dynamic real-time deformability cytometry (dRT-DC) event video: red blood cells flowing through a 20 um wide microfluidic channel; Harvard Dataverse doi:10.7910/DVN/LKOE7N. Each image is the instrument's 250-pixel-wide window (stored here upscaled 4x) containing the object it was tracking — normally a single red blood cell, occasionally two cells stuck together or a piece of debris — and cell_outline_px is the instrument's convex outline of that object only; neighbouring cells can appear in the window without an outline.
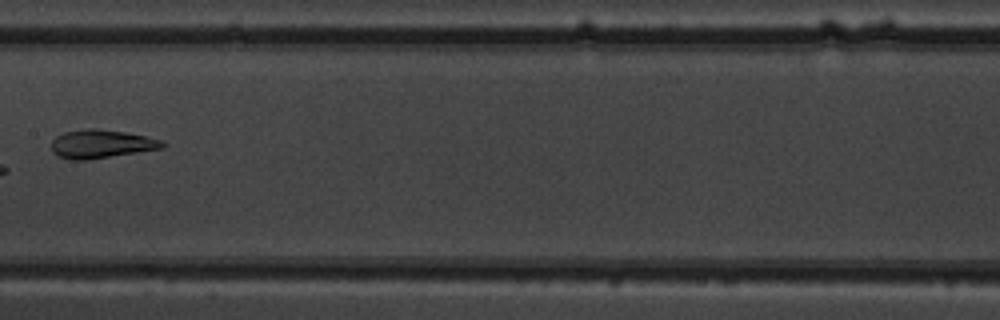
{"species": "common noctule bat (a hibernating species)", "species_latin": "Nyctalus noctula", "temperature_condition": "warm", "stored_images_in_passage": 9, "camera_frame_rate_fps": 3000, "um_per_image_px": 0.085, "animal": {"sex": "male", "body_mass_g": 19.5, "forearm_length_mm": 54.6}, "frame": {"image": 1, "passage_image": 9, "time_ms": 9.0, "image_size_px": [1000, 320], "cell_outline_px": [[168, 144], [164, 148], [88, 160], [68, 160], [56, 156], [52, 152], [52, 140], [56, 136], [64, 132], [88, 128], [96, 128], [124, 132], [148, 136], [164, 140]], "centroid_in_image_um": [8.63, 12.24], "position_along_channel_um": 198.8, "area_um2": 18.79}}